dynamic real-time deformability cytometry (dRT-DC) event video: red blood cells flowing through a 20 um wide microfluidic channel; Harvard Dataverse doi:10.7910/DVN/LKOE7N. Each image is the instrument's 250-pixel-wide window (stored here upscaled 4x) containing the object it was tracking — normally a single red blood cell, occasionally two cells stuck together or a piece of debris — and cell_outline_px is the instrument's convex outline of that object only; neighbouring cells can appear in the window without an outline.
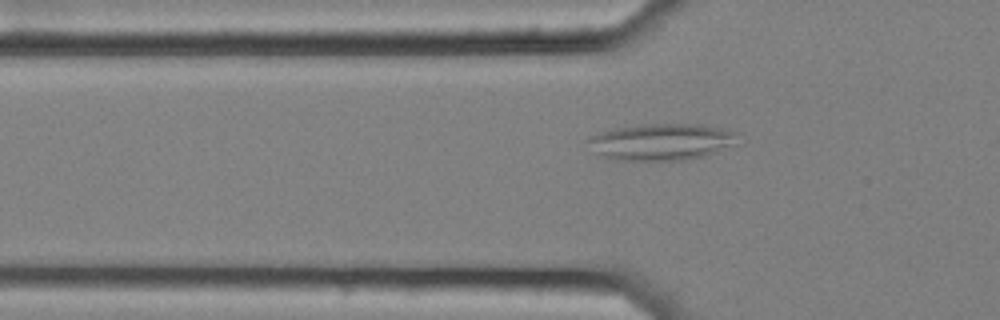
{"species": "common noctule bat (a hibernating species)", "species_latin": "Nyctalus noctula", "temperature_condition": "cold", "stored_images_in_passage": 42, "camera_frame_rate_fps": 3000, "um_per_image_px": 0.085, "animal": {"sex": "female", "body_mass_g": 25.1}, "frame": {"image": 1, "passage_image": 11, "time_ms": 3.333, "image_size_px": [1000, 320], "cell_outline_px": [[740, 144], [704, 156], [684, 160], [624, 160], [600, 156], [596, 152], [588, 140], [588, 136], [600, 132], [616, 128], [644, 124], [700, 124], [720, 128], [736, 132]], "centroid_in_image_um": [56.3, 12.05], "position_along_channel_um": 69.5, "area_um2": 31.96}}
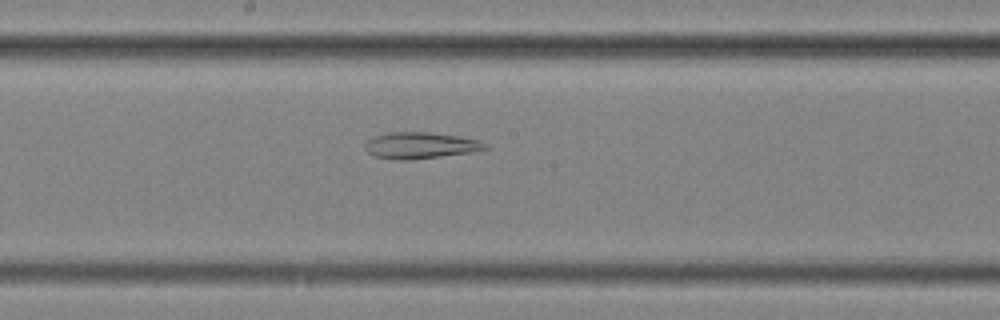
{"frame": {"image": 2, "passage_image": 23, "time_ms": 7.333, "image_size_px": [1000, 320], "cell_outline_px": [[488, 148], [468, 152], [440, 156], [408, 160], [396, 160], [376, 156], [368, 152], [364, 148], [364, 144], [372, 136], [388, 132], [428, 132], [456, 136], [480, 140]], "centroid_in_image_um": [35.65, 12.35], "position_along_channel_um": 212.6, "area_um2": 18.21}}
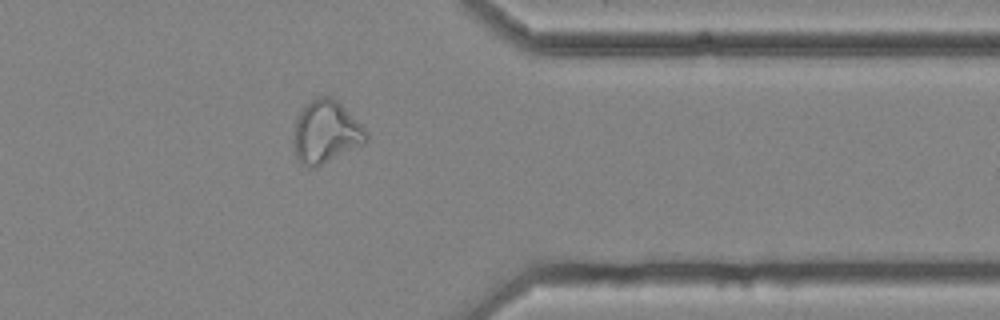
{"frame": {"image": 3, "passage_image": 38, "time_ms": 12.333, "image_size_px": [1000, 320], "cell_outline_px": [[368, 140], [364, 144], [316, 168], [308, 168], [296, 156], [292, 140], [292, 132], [296, 116], [316, 96], [332, 96], [368, 132]], "centroid_in_image_um": [27.67, 11.24], "position_along_channel_um": 383.7, "area_um2": 26.59}}